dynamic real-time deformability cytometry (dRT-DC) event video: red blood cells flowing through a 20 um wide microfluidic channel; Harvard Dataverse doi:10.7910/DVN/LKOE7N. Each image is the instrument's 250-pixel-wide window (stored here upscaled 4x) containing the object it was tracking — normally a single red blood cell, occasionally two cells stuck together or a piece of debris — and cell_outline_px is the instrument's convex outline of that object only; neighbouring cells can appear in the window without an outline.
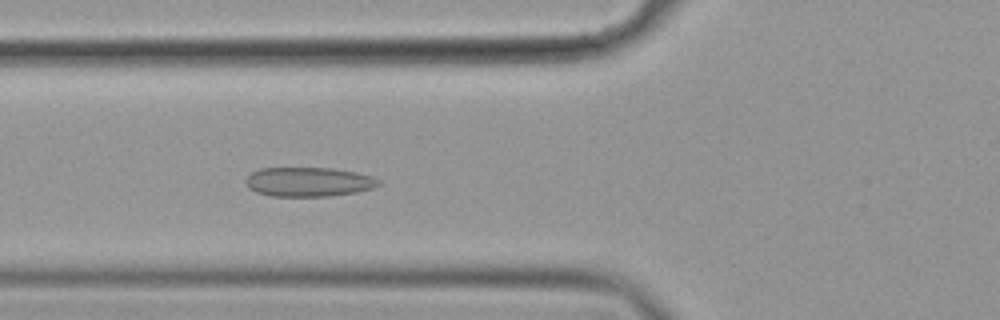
{"species": "common noctule bat (a hibernating species)", "species_latin": "Nyctalus noctula", "temperature_condition": "cold", "stored_images_in_passage": 57, "camera_frame_rate_fps": 3000, "um_per_image_px": 0.085, "animal": {"sex": "female", "body_mass_g": 19.9}, "frame": {"image": 1, "passage_image": 22, "time_ms": 7.0, "image_size_px": [1000, 320], "cell_outline_px": [[380, 184], [372, 188], [356, 192], [328, 196], [272, 196], [256, 192], [248, 188], [244, 180], [252, 172], [260, 168], [332, 168], [356, 172], [372, 176], [380, 180]], "centroid_in_image_um": [26.21, 15.45], "position_along_channel_um": 99.6, "area_um2": 22.72}}
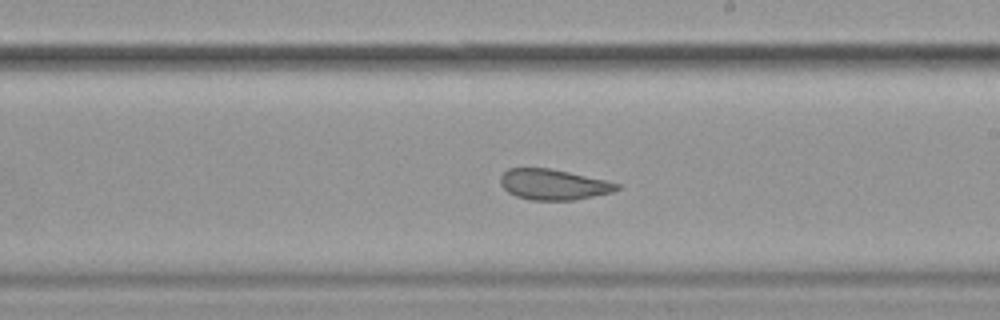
{"frame": {"image": 2, "passage_image": 34, "time_ms": 11.0, "image_size_px": [1000, 320], "cell_outline_px": [[620, 188], [612, 192], [572, 200], [532, 200], [516, 196], [508, 192], [500, 184], [500, 176], [508, 168], [548, 168], [568, 172], [604, 180], [620, 184]], "centroid_in_image_um": [47.0, 15.68], "position_along_channel_um": 242.0, "area_um2": 20.52}}
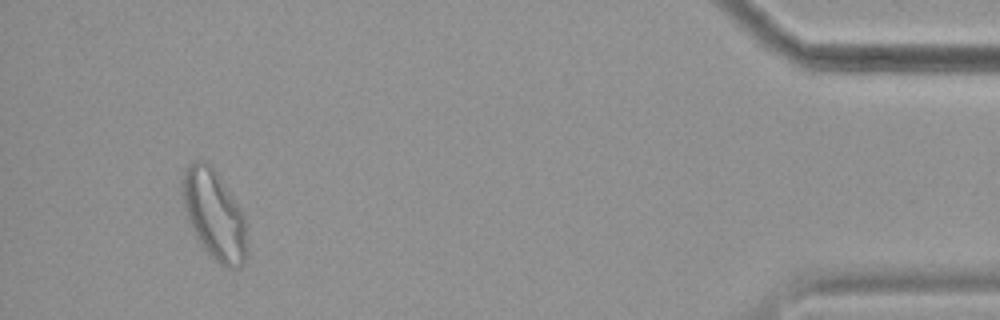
{"frame": {"image": 3, "passage_image": 54, "time_ms": 17.667, "image_size_px": [1000, 320], "cell_outline_px": [[248, 252], [244, 264], [240, 268], [224, 268], [200, 244], [188, 220], [184, 208], [180, 188], [180, 180], [184, 168], [192, 160], [204, 160], [216, 172], [240, 208], [244, 216]], "centroid_in_image_um": [18.19, 18.25], "position_along_channel_um": 417.0, "area_um2": 33.93}, "authors_computed_cell_mechanics": {"area_um2": 25.3742, "velocity_mm_per_s": 3.5607, "shape_relaxation_time_tau1_ms": null, "shape_relaxation_time_tau2_ms": 2.4207, "deformation_change_tau1": null, "deformation_change_tau2": 0.0904}}